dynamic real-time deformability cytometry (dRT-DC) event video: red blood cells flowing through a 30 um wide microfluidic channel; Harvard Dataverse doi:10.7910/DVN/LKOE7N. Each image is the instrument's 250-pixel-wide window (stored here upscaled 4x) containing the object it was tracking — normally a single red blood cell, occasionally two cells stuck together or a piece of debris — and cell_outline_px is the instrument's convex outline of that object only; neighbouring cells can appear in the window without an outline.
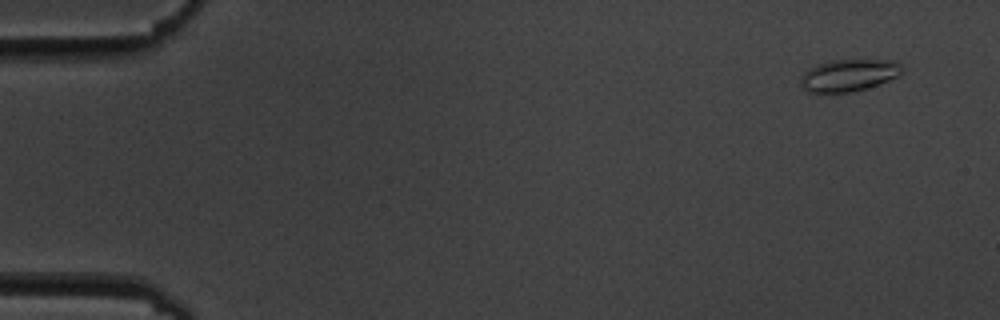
{"species": "common noctule bat (a hibernating species)", "species_latin": "Nyctalus noctula", "temperature_condition": "cold", "stored_images_in_passage": 5, "camera_frame_rate_fps": 3000, "um_per_image_px": 0.085, "animal": {"sex": "male", "body_mass_g": 19.5, "forearm_length_mm": 54.6}, "frame": {"image": 1, "passage_image": 1, "time_ms": 0.0, "image_size_px": [1000, 320], "cell_outline_px": [[904, 68], [896, 76], [880, 84], [852, 92], [832, 96], [808, 92], [800, 88], [800, 76], [808, 68], [816, 64], [832, 60], [896, 60]], "centroid_in_image_um": [72.05, 6.44], "position_along_channel_um": 13.0, "area_um2": 19.71}}
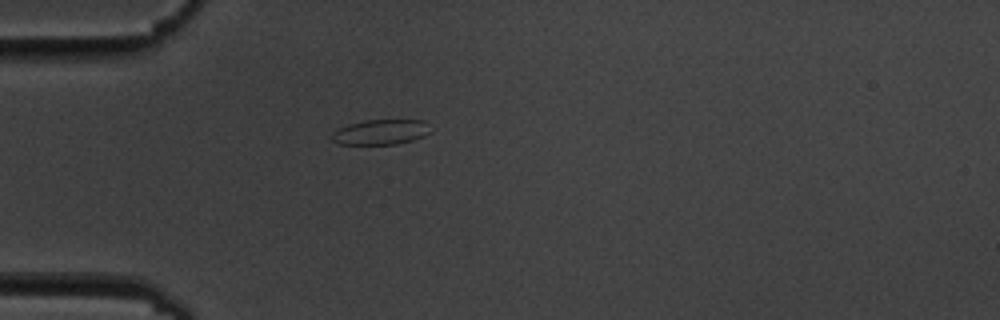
{"frame": {"image": 2, "passage_image": 5, "time_ms": 4.333, "image_size_px": [1000, 320], "cell_outline_px": [[432, 132], [424, 136], [412, 140], [396, 144], [336, 144], [332, 140], [332, 132], [348, 124], [364, 120], [424, 120]], "centroid_in_image_um": [32.36, 11.22], "position_along_channel_um": 52.6, "area_um2": 14.45}}